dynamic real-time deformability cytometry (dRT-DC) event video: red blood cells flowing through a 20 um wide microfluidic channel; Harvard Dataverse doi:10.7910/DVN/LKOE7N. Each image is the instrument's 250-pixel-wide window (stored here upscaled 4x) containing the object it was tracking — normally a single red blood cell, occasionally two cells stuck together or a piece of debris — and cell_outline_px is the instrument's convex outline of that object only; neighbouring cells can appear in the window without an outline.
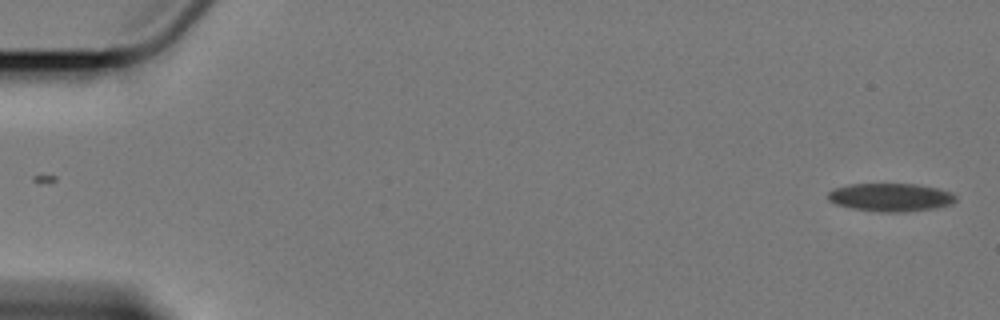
{"species": "Egyptian fruit bat (a non-hibernating species)", "species_latin": "Rousettus aegyptiacus", "temperature_condition": "cold", "stored_images_in_passage": 5, "camera_frame_rate_fps": 3000, "um_per_image_px": 0.085, "animal": {"sex": "female"}, "frame": {"image": 1, "passage_image": 1, "time_ms": 0.0, "image_size_px": [1000, 320], "cell_outline_px": [[956, 200], [952, 204], [936, 208], [904, 212], [876, 212], [848, 208], [836, 204], [828, 200], [828, 192], [836, 188], [848, 184], [916, 184], [936, 188], [952, 192], [956, 196]], "centroid_in_image_um": [75.7, 16.78], "position_along_channel_um": 9.3, "area_um2": 21.15}}